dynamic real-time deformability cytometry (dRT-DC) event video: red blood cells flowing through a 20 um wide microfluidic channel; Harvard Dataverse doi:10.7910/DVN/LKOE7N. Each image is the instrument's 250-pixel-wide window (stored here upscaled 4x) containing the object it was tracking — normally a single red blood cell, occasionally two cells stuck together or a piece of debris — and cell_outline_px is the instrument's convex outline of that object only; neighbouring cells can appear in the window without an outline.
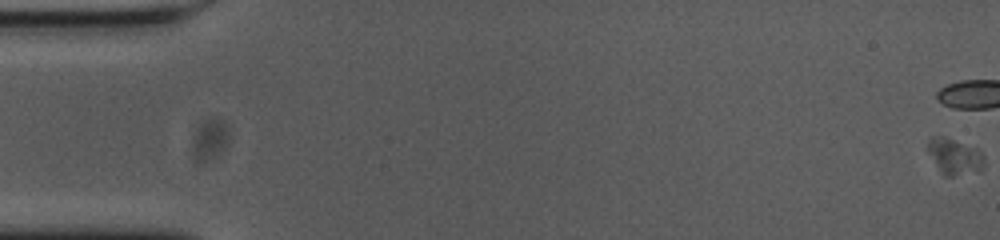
{"species": "common noctule bat (a hibernating species)", "species_latin": "Nyctalus noctula", "temperature_condition": "cold", "stored_images_in_passage": 5, "camera_frame_rate_fps": 3000, "um_per_image_px": 0.085, "animal": {"sex": "female", "body_mass_g": 23.0, "forearm_length_mm": 53.4}, "frame": {"image": 1, "passage_image": 1, "time_ms": 0.0, "image_size_px": [1000, 240], "cell_outline_px": [[984, 164], [980, 168], [952, 176], [944, 176], [928, 148], [928, 140], [932, 136], [944, 136], [980, 152], [984, 156]], "centroid_in_image_um": [81.1, 13.27], "position_along_channel_um": 3.9, "area_um2": 10.81}}